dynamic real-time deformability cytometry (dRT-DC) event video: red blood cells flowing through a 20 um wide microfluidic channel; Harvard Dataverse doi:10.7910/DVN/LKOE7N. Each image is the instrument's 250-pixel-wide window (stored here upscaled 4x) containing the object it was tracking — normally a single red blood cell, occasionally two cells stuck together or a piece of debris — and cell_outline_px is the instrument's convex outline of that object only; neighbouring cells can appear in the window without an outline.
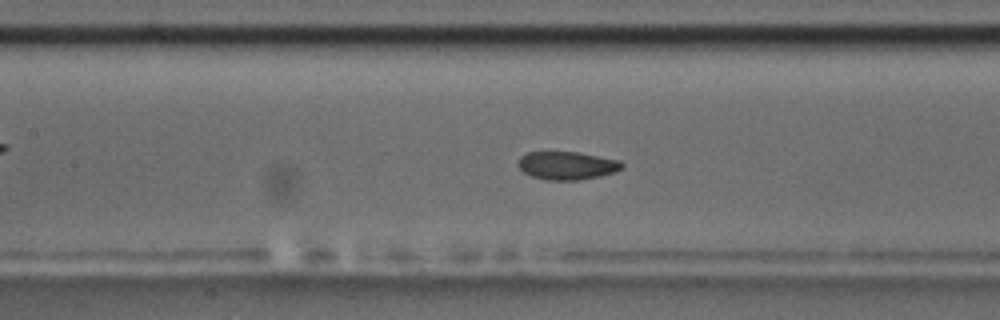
{"species": "common noctule bat (a hibernating species)", "species_latin": "Nyctalus noctula", "temperature_condition": "room temperature", "stored_images_in_passage": 56, "camera_frame_rate_fps": 3000, "um_per_image_px": 0.085, "animal": {"sex": "male", "body_mass_g": 17.5, "forearm_length_mm": 52.3}, "frame": {"image": 1, "passage_image": 25, "time_ms": 8.0, "image_size_px": [1000, 320], "cell_outline_px": [[624, 168], [616, 172], [600, 176], [580, 180], [548, 180], [532, 176], [524, 172], [516, 164], [520, 156], [528, 152], [576, 152], [620, 160], [624, 164]], "centroid_in_image_um": [48.21, 14.07], "position_along_channel_um": 159.2, "area_um2": 17.11}, "authors_computed_cell_mechanics": {"area_um2": 17.6001, "velocity_mm_per_s": 3.6927, "shape_relaxation_time_tau1_ms": 2.4516, "shape_relaxation_time_tau2_ms": 10.7068, "deformation_change_tau1": 0.0926, "deformation_change_tau2": 0.1338}}